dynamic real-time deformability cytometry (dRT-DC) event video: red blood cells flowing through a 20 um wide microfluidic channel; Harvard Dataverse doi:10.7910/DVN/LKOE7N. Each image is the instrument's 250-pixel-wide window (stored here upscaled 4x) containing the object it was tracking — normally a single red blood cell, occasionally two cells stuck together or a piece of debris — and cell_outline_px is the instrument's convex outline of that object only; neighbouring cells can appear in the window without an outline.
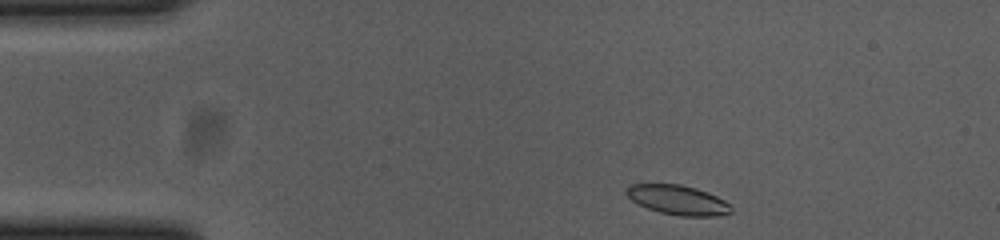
{"species": "common noctule bat (a hibernating species)", "species_latin": "Nyctalus noctula", "temperature_condition": "cold", "stored_images_in_passage": 47, "camera_frame_rate_fps": 3000, "um_per_image_px": 0.085, "animal": {"sex": "female", "body_mass_g": 23.0, "forearm_length_mm": 53.4}, "frame": {"image": 1, "passage_image": 1, "time_ms": 0.0, "image_size_px": [1000, 240], "cell_outline_px": [[732, 212], [716, 216], [680, 216], [660, 212], [636, 204], [624, 192], [624, 188], [632, 184], [680, 184], [696, 188], [708, 192], [724, 200], [732, 208]], "centroid_in_image_um": [57.59, 16.99], "position_along_channel_um": 27.4, "area_um2": 18.09}}
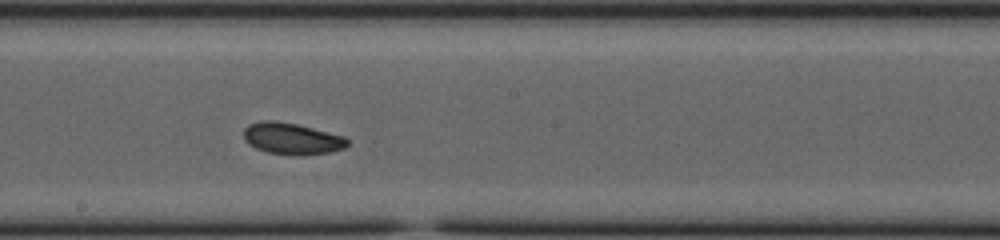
{"frame": {"image": 2, "passage_image": 22, "time_ms": 7.0, "image_size_px": [1000, 240], "cell_outline_px": [[348, 144], [344, 148], [328, 152], [300, 156], [268, 152], [256, 148], [248, 144], [244, 140], [244, 128], [248, 124], [260, 120], [276, 120], [296, 124], [344, 136], [348, 140]], "centroid_in_image_um": [24.77, 11.77], "position_along_channel_um": 223.4, "area_um2": 19.07}}
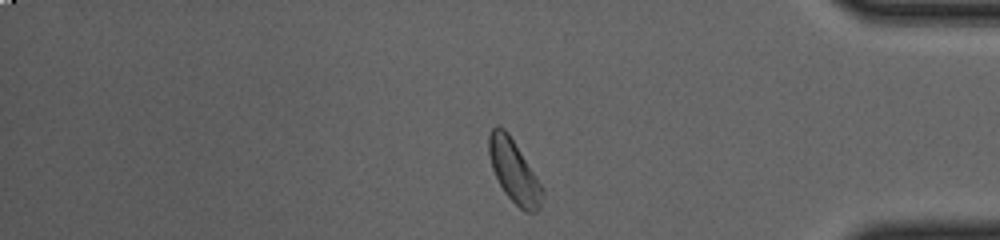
{"frame": {"image": 3, "passage_image": 38, "time_ms": 12.333, "image_size_px": [1000, 240], "cell_outline_px": [[544, 192], [540, 208], [536, 212], [524, 212], [504, 192], [492, 168], [488, 152], [488, 136], [492, 128], [496, 124], [504, 128], [508, 132], [544, 188]], "centroid_in_image_um": [43.69, 14.55], "position_along_channel_um": 391.5, "area_um2": 19.54}, "authors_computed_cell_mechanics": {"area_um2": 18.9584, "velocity_mm_per_s": 3.6575, "shape_relaxation_time_tau1_ms": null, "shape_relaxation_time_tau2_ms": 5.0915, "deformation_change_tau1": null, "deformation_change_tau2": 0.1012}}